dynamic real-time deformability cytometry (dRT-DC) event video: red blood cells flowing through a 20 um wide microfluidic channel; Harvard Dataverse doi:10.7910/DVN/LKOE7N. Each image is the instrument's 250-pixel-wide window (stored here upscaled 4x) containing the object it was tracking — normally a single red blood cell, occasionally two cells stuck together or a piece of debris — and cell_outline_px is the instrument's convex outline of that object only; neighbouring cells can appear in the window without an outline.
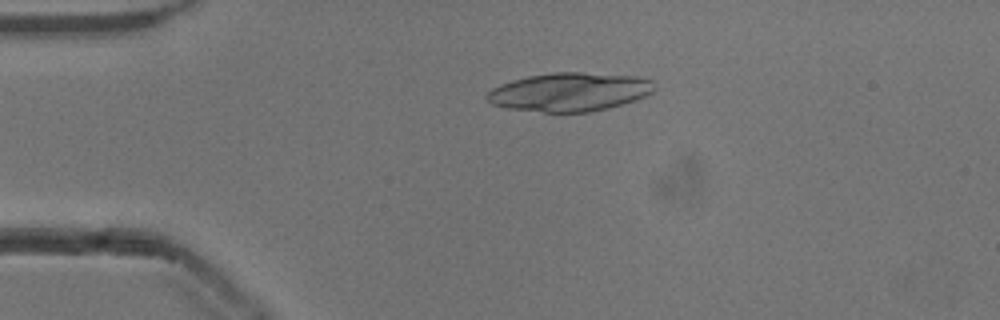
{"species": "common noctule bat (a hibernating species)", "species_latin": "Nyctalus noctula", "temperature_condition": "cold", "stored_images_in_passage": 49, "camera_frame_rate_fps": 3000, "um_per_image_px": 0.085, "animal": {"sex": "male", "body_mass_g": 13.3}, "frame": {"image": 1, "passage_image": 8, "time_ms": 2.333, "image_size_px": [1000, 320], "cell_outline_px": [[648, 92], [632, 100], [604, 108], [584, 112], [544, 112], [516, 108], [496, 104], [488, 100], [488, 92], [504, 84], [516, 80], [532, 76], [560, 72], [572, 72], [624, 76], [648, 80]], "centroid_in_image_um": [48.31, 7.83], "position_along_channel_um": 36.7, "area_um2": 35.03}}